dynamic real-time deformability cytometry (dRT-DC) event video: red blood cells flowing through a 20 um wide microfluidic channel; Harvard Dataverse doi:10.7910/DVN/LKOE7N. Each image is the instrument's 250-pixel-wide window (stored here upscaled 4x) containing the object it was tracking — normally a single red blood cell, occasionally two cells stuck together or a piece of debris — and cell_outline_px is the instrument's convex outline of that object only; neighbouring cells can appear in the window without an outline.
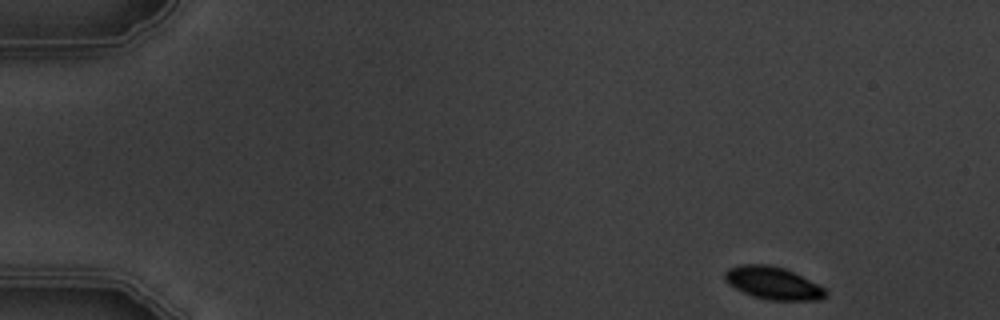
{"species": "common noctule bat (a hibernating species)", "species_latin": "Nyctalus noctula", "temperature_condition": "warm", "stored_images_in_passage": 8, "camera_frame_rate_fps": 3000, "um_per_image_px": 0.085, "animal": {"sex": "male", "body_mass_g": 19.5, "forearm_length_mm": 54.6}, "frame": {"image": 1, "passage_image": 1, "time_ms": 0.0, "image_size_px": [1000, 320], "cell_outline_px": [[828, 296], [820, 300], [772, 300], [752, 296], [728, 284], [724, 280], [724, 272], [728, 268], [740, 264], [768, 264], [784, 268], [824, 288], [828, 292]], "centroid_in_image_um": [65.68, 24.06], "position_along_channel_um": 19.3, "area_um2": 19.02}}
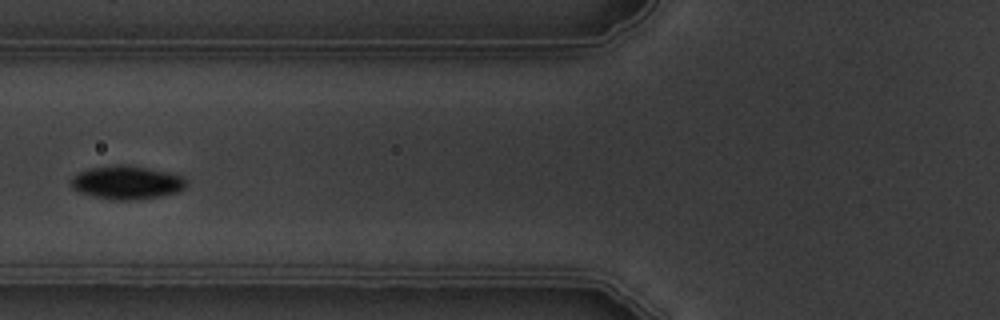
{"frame": {"image": 2, "passage_image": 5, "time_ms": 5.667, "image_size_px": [1000, 320], "cell_outline_px": [[184, 188], [176, 192], [160, 196], [136, 200], [112, 200], [92, 196], [80, 192], [72, 188], [72, 176], [88, 168], [116, 164], [128, 164], [168, 172], [184, 176]], "centroid_in_image_um": [10.75, 15.5], "position_along_channel_um": 115.1, "area_um2": 22.48}}
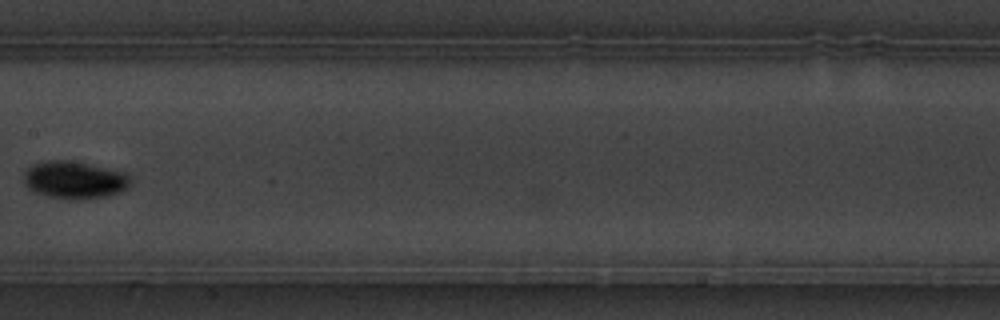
{"frame": {"image": 3, "passage_image": 7, "time_ms": 8.0, "image_size_px": [1000, 320], "cell_outline_px": [[132, 184], [128, 188], [120, 192], [108, 196], [80, 200], [68, 200], [44, 196], [28, 188], [24, 184], [24, 176], [28, 168], [32, 164], [48, 160], [68, 160], [128, 172], [132, 180]], "centroid_in_image_um": [6.38, 15.31], "position_along_channel_um": 201.0, "area_um2": 23.81}}